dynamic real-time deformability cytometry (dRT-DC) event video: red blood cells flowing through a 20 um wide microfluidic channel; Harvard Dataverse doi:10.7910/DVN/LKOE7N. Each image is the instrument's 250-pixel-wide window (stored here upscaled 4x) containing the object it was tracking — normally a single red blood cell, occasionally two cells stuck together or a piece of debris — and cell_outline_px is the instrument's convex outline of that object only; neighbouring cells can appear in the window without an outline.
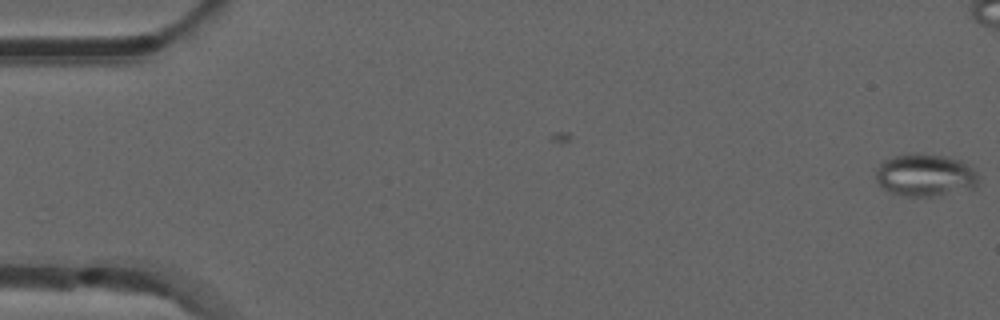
{"species": "common noctule bat (a hibernating species)", "species_latin": "Nyctalus noctula", "temperature_condition": "room temperature", "stored_images_in_passage": 5, "camera_frame_rate_fps": 3000, "um_per_image_px": 0.085, "animal": {"sex": "male", "forearm_length_mm": 52.5}, "frame": {"image": 1, "passage_image": 5, "time_ms": 1.333, "image_size_px": [1000, 320], "cell_outline_px": [[980, 176], [976, 188], [932, 196], [904, 196], [888, 192], [880, 188], [876, 180], [876, 172], [880, 164], [884, 160], [892, 156], [916, 152], [944, 156], [960, 160], [968, 164]], "centroid_in_image_um": [78.63, 14.88], "position_along_channel_um": 6.4, "area_um2": 25.78}}